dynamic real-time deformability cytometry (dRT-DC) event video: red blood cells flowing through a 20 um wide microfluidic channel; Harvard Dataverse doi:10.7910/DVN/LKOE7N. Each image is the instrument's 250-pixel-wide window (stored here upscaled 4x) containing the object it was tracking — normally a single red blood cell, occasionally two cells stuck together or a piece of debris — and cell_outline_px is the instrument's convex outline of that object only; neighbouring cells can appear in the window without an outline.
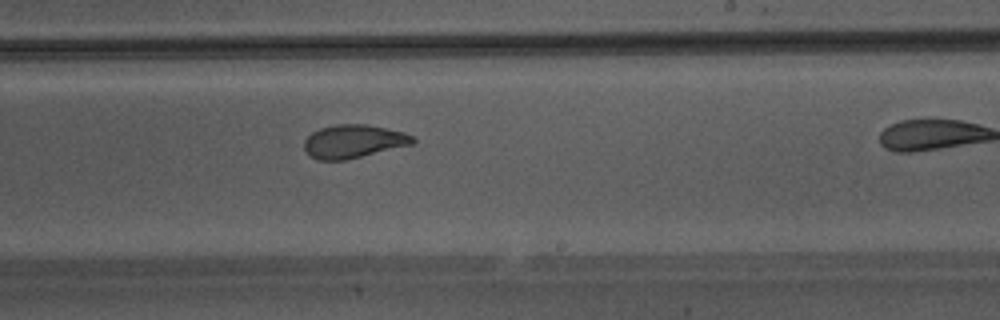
{"species": "Egyptian fruit bat (a non-hibernating species)", "species_latin": "Rousettus aegyptiacus", "temperature_condition": "warm", "stored_images_in_passage": 22, "camera_frame_rate_fps": 3000, "um_per_image_px": 0.085, "animal": {"sex": "male"}, "frame": {"image": 1, "passage_image": 13, "time_ms": 4.0, "image_size_px": [1000, 320], "cell_outline_px": [[416, 140], [412, 144], [344, 160], [320, 160], [308, 156], [304, 148], [304, 140], [312, 132], [320, 128], [336, 124], [368, 124], [404, 132], [416, 136]], "centroid_in_image_um": [30.04, 12.0], "position_along_channel_um": 259.0, "area_um2": 21.1}}